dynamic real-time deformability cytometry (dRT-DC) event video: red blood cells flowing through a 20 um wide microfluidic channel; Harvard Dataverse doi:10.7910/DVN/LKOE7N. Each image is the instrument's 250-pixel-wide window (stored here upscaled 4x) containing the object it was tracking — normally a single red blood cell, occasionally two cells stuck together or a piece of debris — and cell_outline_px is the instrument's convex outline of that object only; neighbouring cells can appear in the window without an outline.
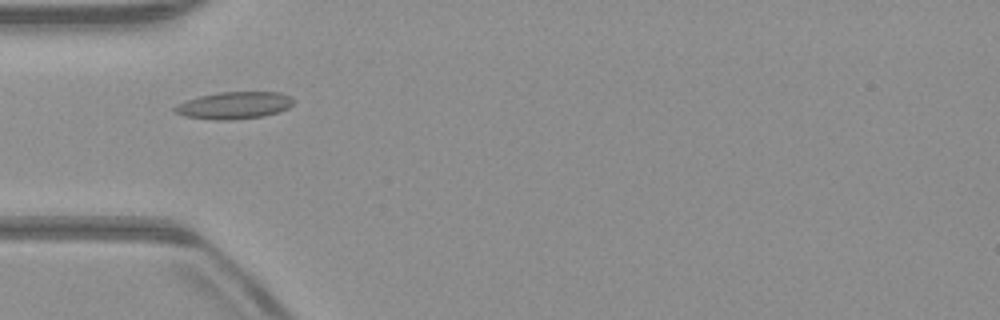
{"species": "common noctule bat (a hibernating species)", "species_latin": "Nyctalus noctula", "temperature_condition": "warm", "stored_images_in_passage": 3, "camera_frame_rate_fps": 3000, "um_per_image_px": 0.085, "animal": {"sex": "male", "body_mass_g": 23.1, "forearm_length_mm": 52.7}, "frame": {"image": 1, "passage_image": 1, "time_ms": 0.0, "image_size_px": [1000, 320], "cell_outline_px": [[292, 104], [288, 108], [264, 116], [232, 120], [212, 120], [184, 116], [176, 112], [172, 108], [188, 100], [200, 96], [216, 92], [280, 92], [288, 96], [292, 100]], "centroid_in_image_um": [19.89, 8.96], "position_along_channel_um": 65.1, "area_um2": 18.55}}